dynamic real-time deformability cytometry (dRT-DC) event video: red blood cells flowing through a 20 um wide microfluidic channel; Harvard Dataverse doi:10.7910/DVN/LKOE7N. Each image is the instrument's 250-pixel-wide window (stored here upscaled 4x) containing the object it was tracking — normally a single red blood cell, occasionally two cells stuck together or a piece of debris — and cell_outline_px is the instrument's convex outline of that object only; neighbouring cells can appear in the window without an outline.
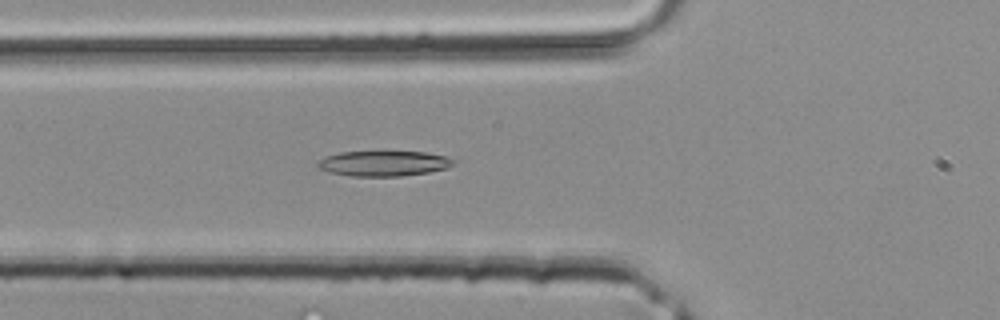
{"species": "common noctule bat (a hibernating species)", "species_latin": "Nyctalus noctula", "temperature_condition": "room temperature", "stored_images_in_passage": 29, "camera_frame_rate_fps": 3000, "um_per_image_px": 0.085, "animal": {"sex": "male", "body_mass_g": 20.4}, "frame": {"image": 1, "passage_image": 3, "time_ms": 0.667, "image_size_px": [1000, 320], "cell_outline_px": [[456, 160], [448, 168], [428, 172], [400, 176], [348, 176], [316, 168], [316, 164], [324, 156], [340, 152], [424, 152], [444, 156]], "centroid_in_image_um": [32.57, 13.89], "position_along_channel_um": 93.2, "area_um2": 19.88}}
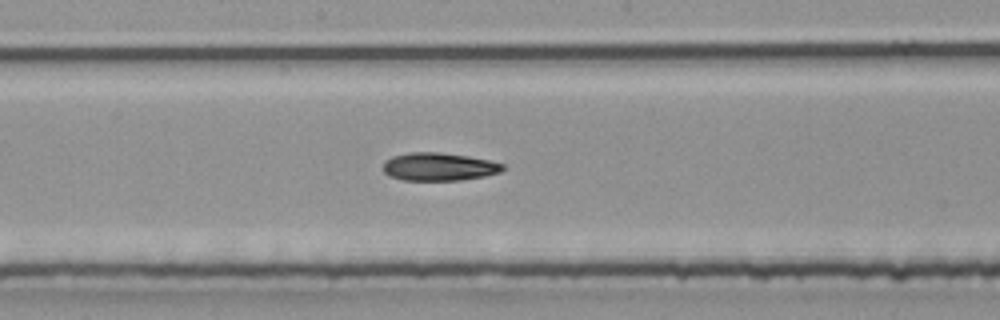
{"frame": {"image": 2, "passage_image": 10, "time_ms": 3.0, "image_size_px": [1000, 320], "cell_outline_px": [[504, 168], [500, 172], [484, 176], [460, 180], [404, 180], [388, 176], [384, 172], [384, 160], [392, 156], [408, 152], [440, 152], [468, 156], [488, 160], [504, 164]], "centroid_in_image_um": [37.28, 14.16], "position_along_channel_um": 210.9, "area_um2": 19.54}}
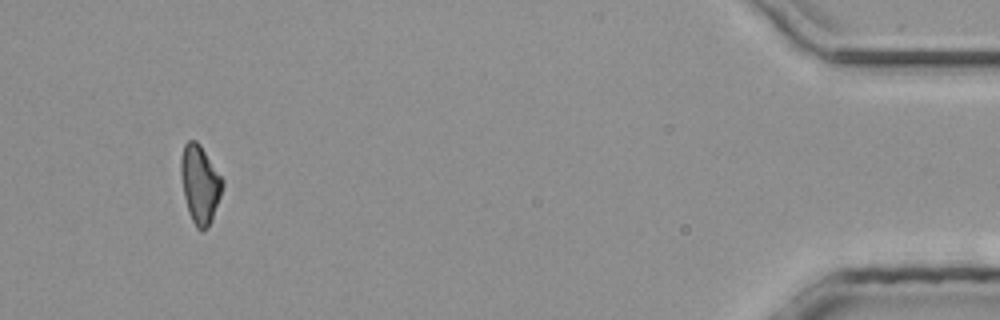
{"frame": {"image": 3, "passage_image": 27, "time_ms": 8.667, "image_size_px": [1000, 320], "cell_outline_px": [[224, 184], [212, 220], [208, 228], [204, 232], [200, 232], [196, 228], [188, 212], [184, 196], [180, 172], [180, 156], [184, 144], [188, 140], [196, 140], [200, 144], [224, 180]], "centroid_in_image_um": [16.99, 15.67], "position_along_channel_um": 418.2, "area_um2": 19.19}}